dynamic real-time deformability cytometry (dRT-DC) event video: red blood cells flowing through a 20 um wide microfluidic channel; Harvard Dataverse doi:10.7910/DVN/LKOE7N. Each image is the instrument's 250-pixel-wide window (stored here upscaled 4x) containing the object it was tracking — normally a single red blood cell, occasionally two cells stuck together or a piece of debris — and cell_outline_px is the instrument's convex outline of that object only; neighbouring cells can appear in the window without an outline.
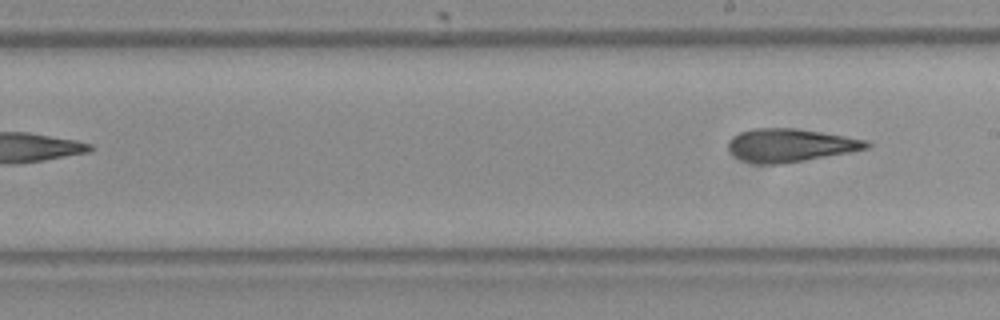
{"species": "Egyptian fruit bat (a non-hibernating species)", "species_latin": "Rousettus aegyptiacus", "temperature_condition": "room temperature", "stored_images_in_passage": 10, "segment_of_instrument_passage": [2, 2], "camera_frame_rate_fps": 3000, "um_per_image_px": 0.085, "frame": {"image": 1, "passage_image": 10, "time_ms": 3.0, "image_size_px": [1000, 320], "cell_outline_px": [[872, 144], [868, 148], [848, 152], [804, 160], [780, 164], [756, 164], [740, 160], [728, 148], [728, 144], [732, 136], [740, 132], [752, 128], [796, 128], [868, 140]], "centroid_in_image_um": [67.14, 12.34], "position_along_channel_um": 221.9, "area_um2": 26.53}}